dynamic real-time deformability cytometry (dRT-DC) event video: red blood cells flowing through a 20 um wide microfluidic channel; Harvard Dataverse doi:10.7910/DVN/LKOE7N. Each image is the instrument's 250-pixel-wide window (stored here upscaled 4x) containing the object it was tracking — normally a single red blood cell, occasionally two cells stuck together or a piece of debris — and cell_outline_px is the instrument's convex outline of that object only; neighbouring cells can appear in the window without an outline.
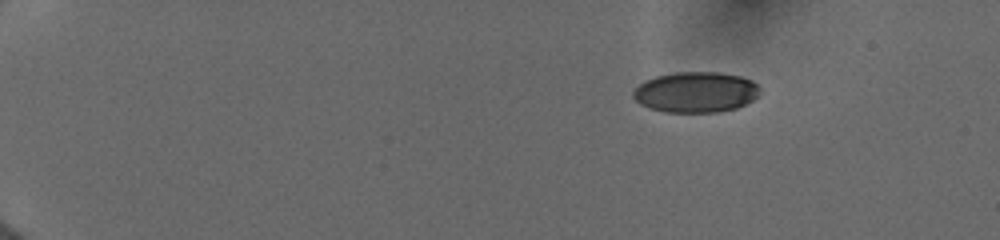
{"species": "human", "species_latin": "Homo sapiens", "temperature_condition": "cold", "stored_images_in_passage": 13, "camera_frame_rate_fps": 3000, "um_per_image_px": 0.085, "donor": {"sex": "female"}, "frame": {"image": 1, "passage_image": 2, "time_ms": 1.0, "image_size_px": [1000, 240], "cell_outline_px": [[760, 92], [752, 100], [736, 108], [720, 112], [664, 112], [648, 108], [640, 104], [632, 96], [632, 92], [644, 80], [656, 76], [676, 72], [716, 72], [740, 76], [752, 80], [760, 88]], "centroid_in_image_um": [59.12, 7.83], "position_along_channel_um": 25.9, "area_um2": 30.06}}
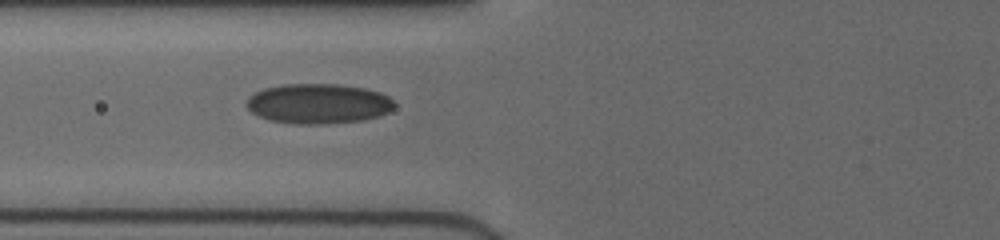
{"frame": {"image": 2, "passage_image": 8, "time_ms": 6.0, "image_size_px": [1000, 240], "cell_outline_px": [[396, 104], [388, 112], [376, 116], [360, 120], [320, 124], [296, 124], [268, 120], [252, 112], [244, 104], [248, 96], [264, 88], [284, 84], [340, 84], [364, 88], [380, 92], [388, 96]], "centroid_in_image_um": [27.02, 8.8], "position_along_channel_um": 98.8, "area_um2": 34.39}}
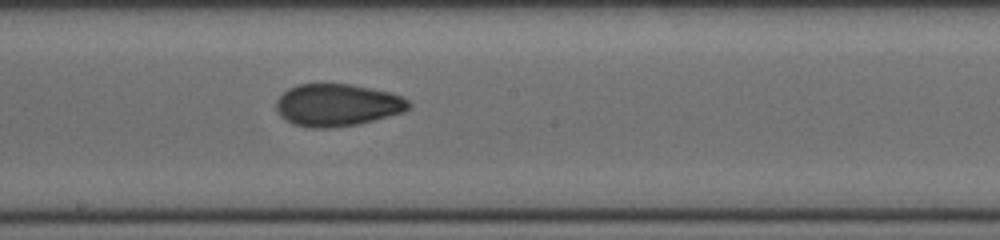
{"frame": {"image": 3, "passage_image": 13, "time_ms": 9.0, "image_size_px": [1000, 240], "cell_outline_px": [[412, 104], [404, 112], [360, 124], [328, 128], [312, 128], [292, 124], [280, 116], [276, 108], [276, 100], [288, 88], [296, 84], [352, 84], [372, 88], [388, 92], [400, 96], [408, 100]], "centroid_in_image_um": [28.66, 8.93], "position_along_channel_um": 219.5, "area_um2": 32.83}}